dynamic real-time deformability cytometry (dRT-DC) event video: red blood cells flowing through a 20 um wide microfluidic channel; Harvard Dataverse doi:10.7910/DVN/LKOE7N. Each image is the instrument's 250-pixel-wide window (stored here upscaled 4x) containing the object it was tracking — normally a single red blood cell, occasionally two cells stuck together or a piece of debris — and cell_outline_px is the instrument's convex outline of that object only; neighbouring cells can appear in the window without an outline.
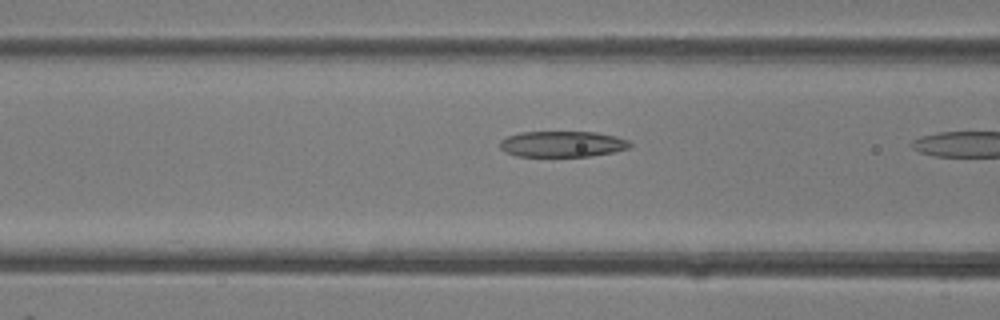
{"species": "common noctule bat (a hibernating species)", "species_latin": "Nyctalus noctula", "temperature_condition": "room temperature", "stored_images_in_passage": 10, "camera_frame_rate_fps": 3000, "um_per_image_px": 0.085, "animal": {"sex": "female"}, "frame": {"image": 1, "passage_image": 9, "time_ms": 2.667, "image_size_px": [1000, 320], "cell_outline_px": [[632, 144], [628, 148], [612, 152], [588, 156], [516, 156], [504, 152], [500, 148], [500, 140], [508, 136], [520, 132], [596, 132], [616, 136], [628, 140]], "centroid_in_image_um": [47.77, 12.24], "position_along_channel_um": 118.8, "area_um2": 19.59}}